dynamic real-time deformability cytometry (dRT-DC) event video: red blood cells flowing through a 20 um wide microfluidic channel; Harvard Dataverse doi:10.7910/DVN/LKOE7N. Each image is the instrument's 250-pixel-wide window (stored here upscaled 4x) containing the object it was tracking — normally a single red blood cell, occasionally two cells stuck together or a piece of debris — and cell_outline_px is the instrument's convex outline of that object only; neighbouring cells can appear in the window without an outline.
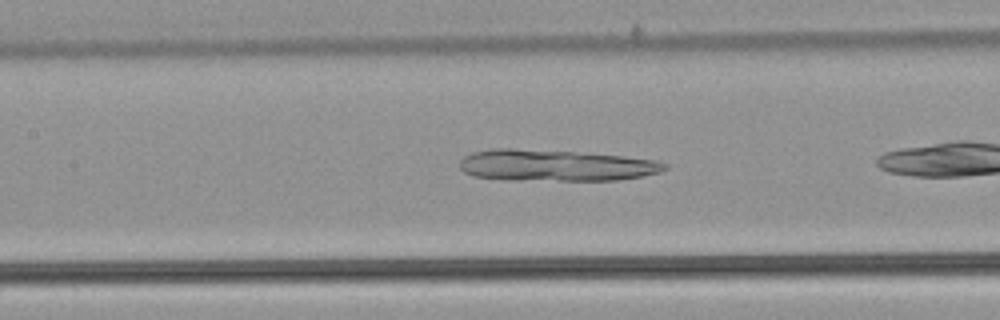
{"species": "common noctule bat (a hibernating species)", "species_latin": "Nyctalus noctula", "temperature_condition": "warm", "stored_images_in_passage": 37, "camera_frame_rate_fps": 3000, "um_per_image_px": 0.085, "animal": {"sex": "male", "body_mass_g": 21.5, "forearm_length_mm": 52.0}, "frame": {"image": 1, "passage_image": 19, "time_ms": 6.0, "image_size_px": [1000, 320], "cell_outline_px": [[668, 168], [660, 172], [640, 176], [616, 180], [508, 180], [472, 176], [464, 172], [460, 168], [460, 160], [464, 156], [472, 152], [492, 148], [512, 148], [572, 152], [620, 156], [656, 160], [668, 164]], "centroid_in_image_um": [47.17, 14.06], "position_along_channel_um": 160.2, "area_um2": 37.45}}
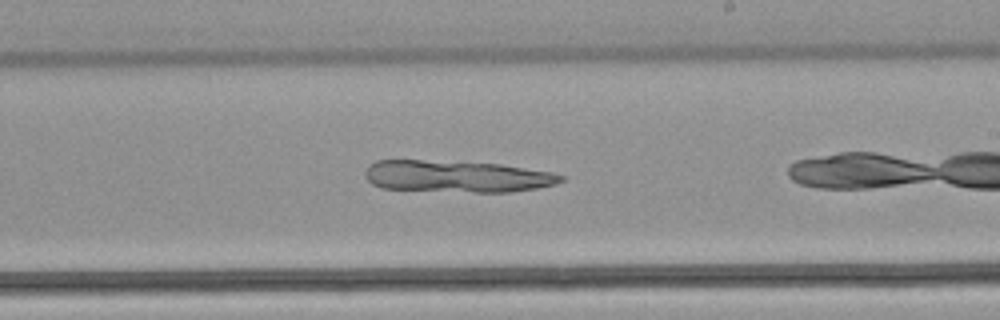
{"frame": {"image": 2, "passage_image": 26, "time_ms": 8.333, "image_size_px": [1000, 320], "cell_outline_px": [[564, 180], [556, 184], [536, 188], [508, 192], [476, 192], [384, 188], [372, 184], [364, 176], [364, 172], [368, 164], [376, 160], [420, 160], [500, 164], [552, 172], [564, 176]], "centroid_in_image_um": [38.81, 14.99], "position_along_channel_um": 250.2, "area_um2": 36.13}}
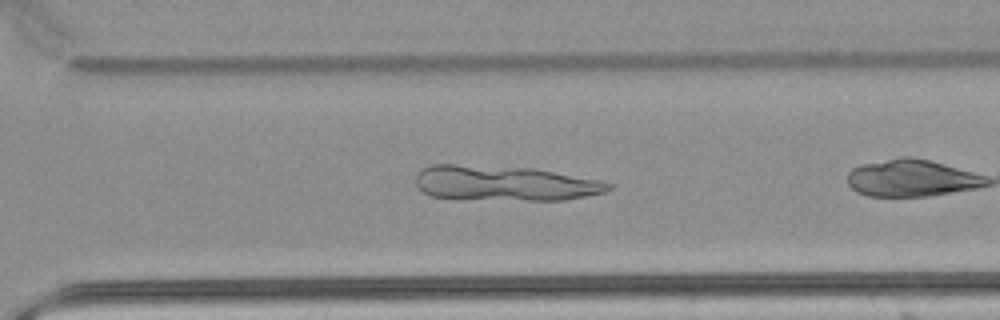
{"frame": {"image": 3, "passage_image": 32, "time_ms": 10.333, "image_size_px": [1000, 320], "cell_outline_px": [[612, 188], [604, 192], [564, 200], [528, 200], [432, 196], [424, 192], [416, 184], [416, 176], [424, 168], [432, 164], [456, 164], [532, 168], [600, 180], [612, 184]], "centroid_in_image_um": [42.92, 15.56], "position_along_channel_um": 327.7, "area_um2": 38.67}}